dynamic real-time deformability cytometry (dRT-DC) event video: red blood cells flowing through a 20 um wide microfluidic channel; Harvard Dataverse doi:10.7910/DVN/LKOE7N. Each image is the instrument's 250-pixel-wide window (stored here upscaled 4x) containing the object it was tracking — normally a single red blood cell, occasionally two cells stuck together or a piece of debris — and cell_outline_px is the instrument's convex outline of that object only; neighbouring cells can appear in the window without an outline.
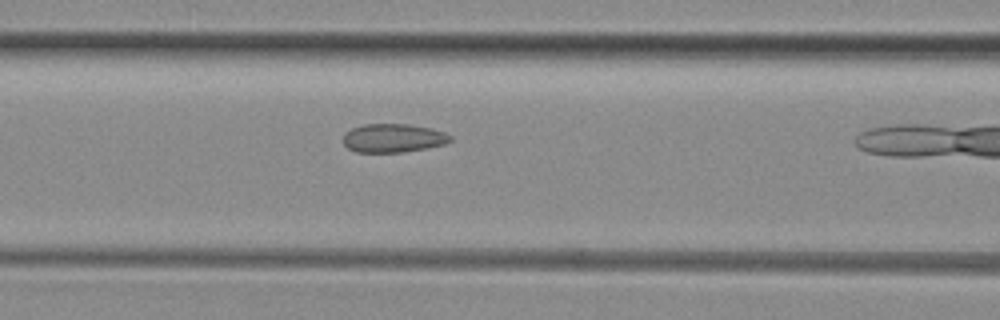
{"species": "common noctule bat (a hibernating species)", "species_latin": "Nyctalus noctula", "temperature_condition": "room temperature", "stored_images_in_passage": 11, "camera_frame_rate_fps": 3000, "um_per_image_px": 0.085, "animal": {"sex": "female", "body_mass_g": 29.2, "forearm_length_mm": 56.3}, "frame": {"image": 1, "passage_image": 10, "time_ms": 3.0, "image_size_px": [1000, 320], "cell_outline_px": [[452, 140], [444, 144], [404, 152], [356, 152], [348, 148], [344, 144], [344, 132], [352, 128], [364, 124], [408, 124], [432, 128], [444, 132], [452, 136]], "centroid_in_image_um": [33.42, 11.73], "position_along_channel_um": 133.2, "area_um2": 17.86}}